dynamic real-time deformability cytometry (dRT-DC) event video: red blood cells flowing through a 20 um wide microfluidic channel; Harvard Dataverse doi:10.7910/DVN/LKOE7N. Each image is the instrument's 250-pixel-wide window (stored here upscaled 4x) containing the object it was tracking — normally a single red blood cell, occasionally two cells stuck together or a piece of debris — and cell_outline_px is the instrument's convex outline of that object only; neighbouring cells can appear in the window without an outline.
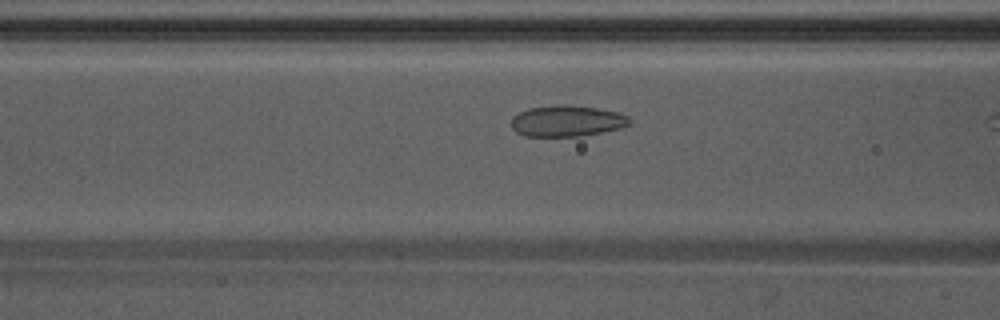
{"species": "Egyptian fruit bat (a non-hibernating species)", "species_latin": "Rousettus aegyptiacus", "temperature_condition": "warm", "stored_images_in_passage": 9, "camera_frame_rate_fps": 3000, "um_per_image_px": 0.085, "animal": {"sex": "male"}, "frame": {"image": 1, "passage_image": 8, "time_ms": 2.333, "image_size_px": [1000, 320], "cell_outline_px": [[632, 124], [620, 128], [580, 136], [524, 136], [516, 132], [512, 128], [512, 116], [528, 108], [596, 108], [616, 112], [628, 116], [632, 120]], "centroid_in_image_um": [48.2, 10.34], "position_along_channel_um": 118.4, "area_um2": 20.4}}